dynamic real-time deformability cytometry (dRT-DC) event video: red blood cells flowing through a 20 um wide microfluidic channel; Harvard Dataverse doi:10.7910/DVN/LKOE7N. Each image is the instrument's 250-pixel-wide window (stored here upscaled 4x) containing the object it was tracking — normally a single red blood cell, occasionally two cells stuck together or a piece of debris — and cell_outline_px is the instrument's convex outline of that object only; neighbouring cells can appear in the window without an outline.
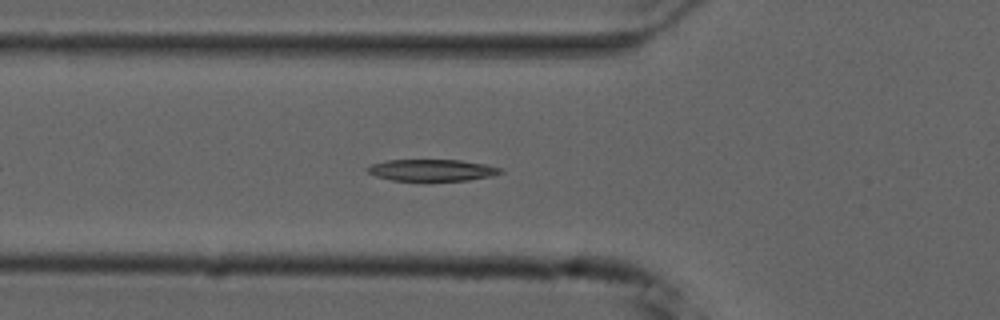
{"species": "common noctule bat (a hibernating species)", "species_latin": "Nyctalus noctula", "temperature_condition": "cold", "stored_images_in_passage": 44, "camera_frame_rate_fps": 3000, "um_per_image_px": 0.085, "animal": {"sex": "male", "forearm_length_mm": 52.5}, "frame": {"image": 1, "passage_image": 8, "time_ms": 2.333, "image_size_px": [1000, 320], "cell_outline_px": [[504, 172], [492, 176], [468, 180], [428, 184], [424, 184], [392, 180], [376, 176], [368, 172], [364, 168], [372, 164], [388, 160], [460, 160], [484, 164], [504, 168]], "centroid_in_image_um": [36.72, 14.52], "position_along_channel_um": 89.1, "area_um2": 17.86}}
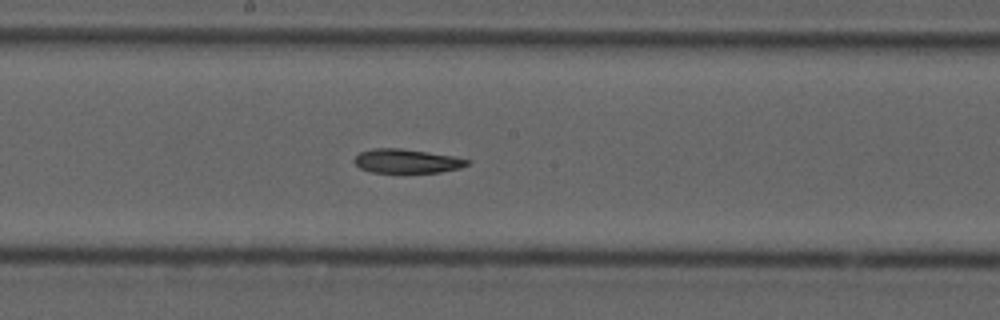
{"frame": {"image": 2, "passage_image": 18, "time_ms": 5.667, "image_size_px": [1000, 320], "cell_outline_px": [[472, 160], [468, 164], [460, 168], [440, 172], [372, 172], [360, 168], [352, 160], [360, 152], [372, 148], [400, 148], [456, 156]], "centroid_in_image_um": [34.59, 13.68], "position_along_channel_um": 213.6, "area_um2": 15.84}}
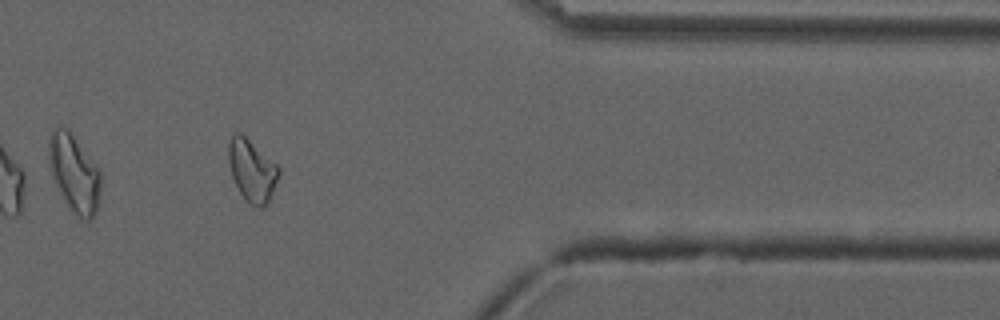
{"frame": {"image": 3, "passage_image": 34, "time_ms": 11.0, "image_size_px": [1000, 320], "cell_outline_px": [[280, 172], [272, 192], [264, 208], [256, 208], [244, 200], [232, 176], [228, 160], [228, 140], [236, 132], [240, 132], [276, 164], [280, 168]], "centroid_in_image_um": [21.4, 14.5], "position_along_channel_um": 390.0, "area_um2": 17.98}}